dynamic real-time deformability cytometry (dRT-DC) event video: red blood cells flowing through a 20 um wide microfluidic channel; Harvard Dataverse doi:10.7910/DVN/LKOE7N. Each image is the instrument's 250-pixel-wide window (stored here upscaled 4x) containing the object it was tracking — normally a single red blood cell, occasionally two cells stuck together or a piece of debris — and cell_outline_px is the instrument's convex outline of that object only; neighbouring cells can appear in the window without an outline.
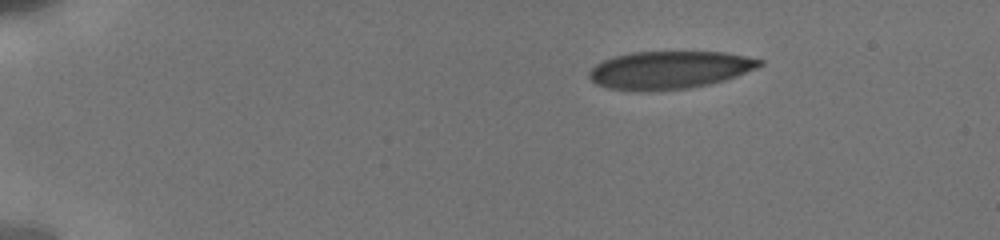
{"species": "human", "species_latin": "Homo sapiens", "temperature_condition": "cold", "stored_images_in_passage": 20, "camera_frame_rate_fps": 3000, "um_per_image_px": 0.085, "donor": {"sex": "male"}, "frame": {"image": 1, "passage_image": 1, "time_ms": 0.0, "image_size_px": [1000, 240], "cell_outline_px": [[764, 64], [756, 68], [736, 76], [724, 80], [708, 84], [684, 88], [640, 92], [608, 88], [596, 84], [588, 76], [588, 72], [596, 64], [612, 56], [632, 52], [724, 52], [764, 60]], "centroid_in_image_um": [56.87, 5.94], "position_along_channel_um": 28.1, "area_um2": 37.45}}
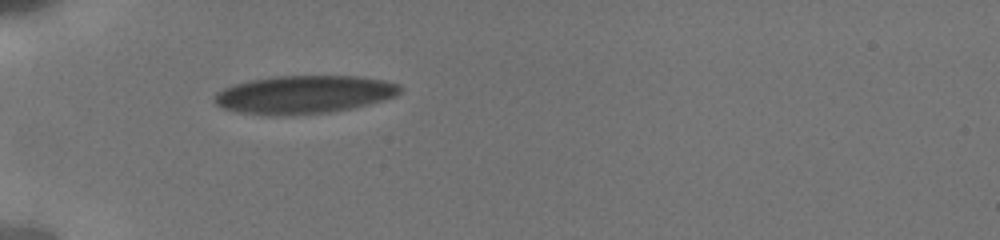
{"frame": {"image": 2, "passage_image": 19, "time_ms": 3.0, "image_size_px": [1000, 240], "cell_outline_px": [[400, 92], [396, 96], [384, 100], [352, 108], [328, 112], [288, 116], [268, 116], [240, 112], [224, 108], [216, 104], [212, 100], [216, 92], [232, 84], [248, 80], [276, 76], [360, 76], [384, 80], [400, 84]], "centroid_in_image_um": [25.81, 8.04], "position_along_channel_um": 59.2, "area_um2": 41.56}}